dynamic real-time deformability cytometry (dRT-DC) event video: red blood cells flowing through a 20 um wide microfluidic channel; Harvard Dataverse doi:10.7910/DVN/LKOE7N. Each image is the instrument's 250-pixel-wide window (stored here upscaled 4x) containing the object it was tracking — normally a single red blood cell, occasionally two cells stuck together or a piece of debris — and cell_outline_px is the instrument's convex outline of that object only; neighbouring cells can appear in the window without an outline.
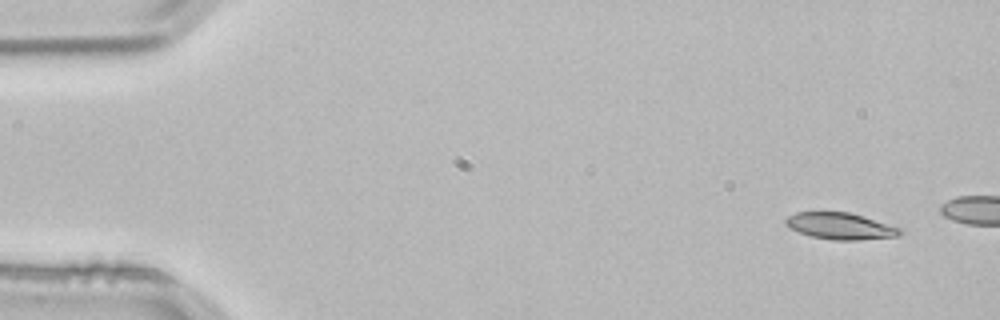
{"species": "common noctule bat (a hibernating species)", "species_latin": "Nyctalus noctula", "temperature_condition": "room temperature", "stored_images_in_passage": 3, "camera_frame_rate_fps": 3000, "um_per_image_px": 0.085, "animal": {"sex": "male", "body_mass_g": 21.5, "forearm_length_mm": 52.0}, "frame": {"image": 1, "passage_image": 1, "time_ms": 0.0, "image_size_px": [1000, 320], "cell_outline_px": [[904, 232], [900, 236], [860, 240], [832, 240], [812, 236], [800, 232], [784, 224], [784, 220], [788, 216], [796, 212], [848, 212], [864, 216], [900, 228]], "centroid_in_image_um": [71.45, 19.22], "position_along_channel_um": 13.5, "area_um2": 17.69}}